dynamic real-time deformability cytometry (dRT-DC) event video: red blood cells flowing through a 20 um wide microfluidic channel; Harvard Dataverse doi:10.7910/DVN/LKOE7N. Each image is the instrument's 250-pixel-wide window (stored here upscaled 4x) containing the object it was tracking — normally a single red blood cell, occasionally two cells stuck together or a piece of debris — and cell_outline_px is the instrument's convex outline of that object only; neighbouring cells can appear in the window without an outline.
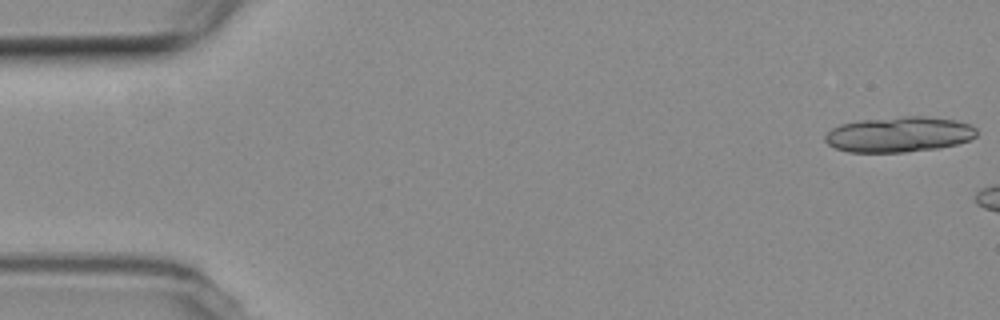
{"species": "common noctule bat (a hibernating species)", "species_latin": "Nyctalus noctula", "temperature_condition": "room temperature", "stored_images_in_passage": 6, "camera_frame_rate_fps": 3000, "um_per_image_px": 0.085, "animal": {"sex": "female", "body_mass_g": 19.3, "forearm_length_mm": 54.1}, "frame": {"image": 1, "passage_image": 1, "time_ms": 0.0, "image_size_px": [1000, 320], "cell_outline_px": [[976, 136], [968, 140], [956, 144], [936, 148], [904, 152], [848, 152], [836, 148], [828, 144], [824, 140], [824, 136], [832, 128], [840, 124], [860, 120], [904, 116], [928, 116], [956, 120], [972, 124], [976, 128]], "centroid_in_image_um": [76.42, 11.41], "position_along_channel_um": 8.6, "area_um2": 31.33}}